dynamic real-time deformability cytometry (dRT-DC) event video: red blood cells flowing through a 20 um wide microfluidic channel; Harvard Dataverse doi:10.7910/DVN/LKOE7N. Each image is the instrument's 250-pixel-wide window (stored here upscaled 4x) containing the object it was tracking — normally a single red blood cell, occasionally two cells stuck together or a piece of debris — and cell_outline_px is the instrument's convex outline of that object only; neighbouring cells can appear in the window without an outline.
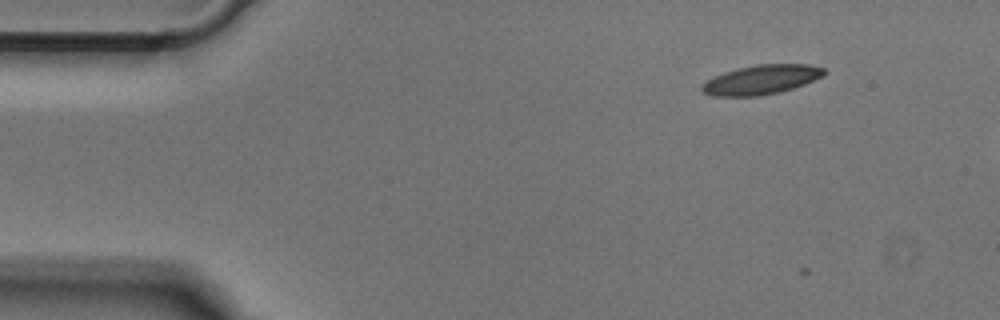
{"species": "Egyptian fruit bat (a non-hibernating species)", "species_latin": "Rousettus aegyptiacus", "temperature_condition": "cold", "stored_images_in_passage": 2, "camera_frame_rate_fps": 3000, "um_per_image_px": 0.085, "animal": {"sex": "male"}, "frame": {"image": 1, "passage_image": 1, "time_ms": 0.0, "image_size_px": [1000, 320], "cell_outline_px": [[828, 72], [824, 76], [804, 84], [780, 92], [760, 96], [712, 96], [704, 92], [700, 88], [700, 84], [724, 72], [736, 68], [756, 64], [808, 64], [824, 68]], "centroid_in_image_um": [64.73, 6.77], "position_along_channel_um": 20.3, "area_um2": 21.04}}